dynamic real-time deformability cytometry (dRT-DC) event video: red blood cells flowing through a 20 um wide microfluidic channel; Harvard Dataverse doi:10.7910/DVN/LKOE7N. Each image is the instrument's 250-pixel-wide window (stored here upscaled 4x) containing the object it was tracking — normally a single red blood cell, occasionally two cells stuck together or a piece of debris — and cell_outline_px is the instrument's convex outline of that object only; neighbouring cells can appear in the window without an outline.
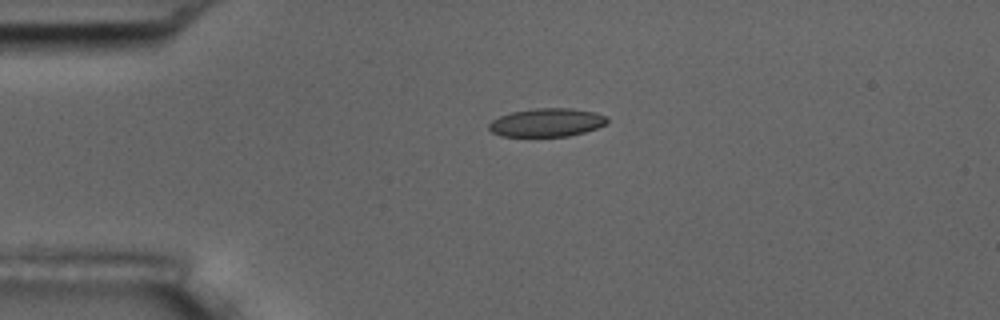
{"species": "common noctule bat (a hibernating species)", "species_latin": "Nyctalus noctula", "temperature_condition": "room temperature", "stored_images_in_passage": 2, "camera_frame_rate_fps": 3000, "um_per_image_px": 0.085, "animal": {"sex": "male", "body_mass_g": 17.5, "forearm_length_mm": 52.3}, "frame": {"image": 1, "passage_image": 1, "time_ms": 0.0, "image_size_px": [1000, 320], "cell_outline_px": [[608, 124], [584, 132], [568, 136], [500, 136], [492, 132], [488, 128], [488, 124], [492, 120], [500, 116], [512, 112], [536, 108], [568, 108], [596, 112], [608, 116]], "centroid_in_image_um": [46.5, 10.41], "position_along_channel_um": 38.5, "area_um2": 19.59}}